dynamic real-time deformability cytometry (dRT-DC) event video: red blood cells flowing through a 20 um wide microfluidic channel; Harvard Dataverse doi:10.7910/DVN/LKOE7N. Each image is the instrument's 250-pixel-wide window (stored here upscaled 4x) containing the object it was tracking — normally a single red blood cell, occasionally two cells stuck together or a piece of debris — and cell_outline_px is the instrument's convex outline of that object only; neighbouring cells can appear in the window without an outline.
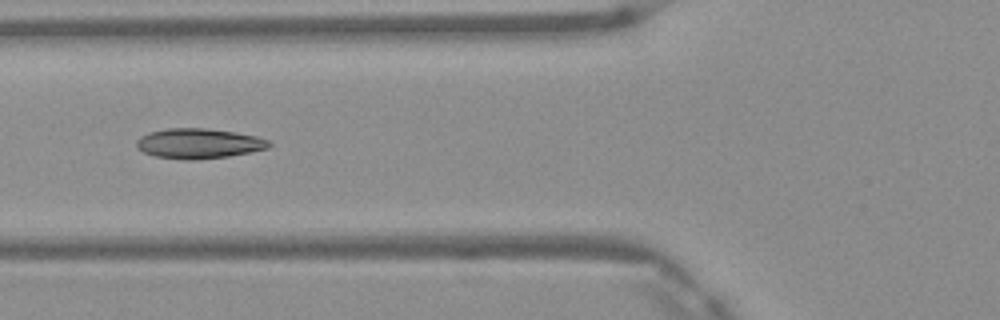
{"species": "Egyptian fruit bat (a non-hibernating species)", "species_latin": "Rousettus aegyptiacus", "temperature_condition": "warm", "stored_images_in_passage": 2, "camera_frame_rate_fps": 3000, "um_per_image_px": 0.085, "frame": {"image": 1, "passage_image": 2, "time_ms": 0.333, "image_size_px": [1000, 320], "cell_outline_px": [[272, 144], [268, 148], [228, 156], [192, 160], [188, 160], [156, 156], [144, 152], [136, 148], [136, 140], [140, 136], [148, 132], [168, 128], [204, 128], [236, 132], [256, 136], [268, 140]], "centroid_in_image_um": [16.86, 12.18], "position_along_channel_um": 108.9, "area_um2": 23.12}}